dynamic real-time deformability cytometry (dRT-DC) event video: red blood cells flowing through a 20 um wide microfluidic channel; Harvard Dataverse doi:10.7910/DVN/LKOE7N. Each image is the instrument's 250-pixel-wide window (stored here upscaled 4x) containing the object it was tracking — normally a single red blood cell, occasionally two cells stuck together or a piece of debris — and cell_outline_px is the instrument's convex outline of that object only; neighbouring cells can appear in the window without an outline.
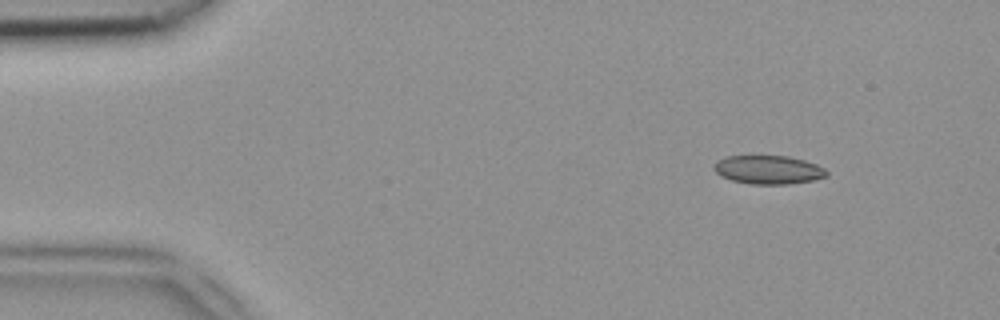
{"species": "common noctule bat (a hibernating species)", "species_latin": "Nyctalus noctula", "temperature_condition": "room temperature", "stored_images_in_passage": 12, "camera_frame_rate_fps": 3000, "um_per_image_px": 0.085, "animal": {"sex": "female", "body_mass_g": 18.4}, "frame": {"image": 1, "passage_image": 6, "time_ms": 1.667, "image_size_px": [1000, 320], "cell_outline_px": [[828, 176], [812, 180], [788, 184], [752, 184], [732, 180], [720, 176], [712, 168], [716, 160], [728, 156], [788, 156], [804, 160], [816, 164], [824, 168], [828, 172]], "centroid_in_image_um": [65.29, 14.42], "position_along_channel_um": 19.7, "area_um2": 18.79}}